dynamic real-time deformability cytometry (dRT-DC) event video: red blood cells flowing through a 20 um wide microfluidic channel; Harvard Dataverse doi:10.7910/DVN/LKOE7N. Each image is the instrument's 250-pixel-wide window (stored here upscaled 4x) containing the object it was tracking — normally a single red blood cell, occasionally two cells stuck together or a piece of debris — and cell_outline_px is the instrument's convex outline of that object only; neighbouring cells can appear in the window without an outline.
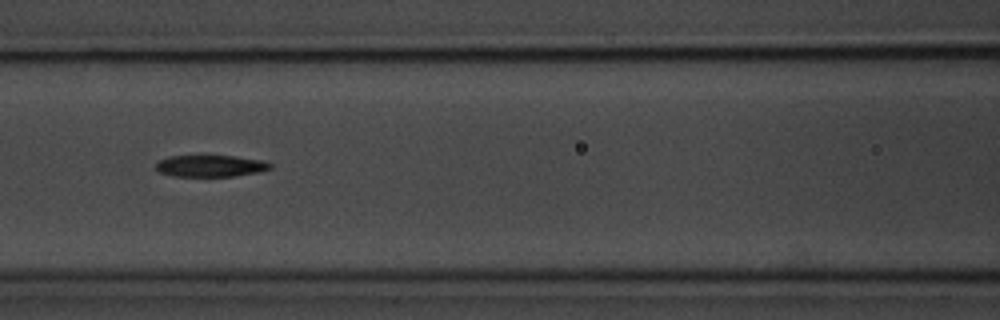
{"species": "common noctule bat (a hibernating species)", "species_latin": "Nyctalus noctula", "temperature_condition": "room temperature", "stored_images_in_passage": 6, "camera_frame_rate_fps": 3000, "um_per_image_px": 0.085, "animal": {"sex": "male", "body_mass_g": 20.1, "forearm_length_mm": 53.5}, "frame": {"image": 1, "passage_image": 6, "time_ms": 5.667, "image_size_px": [1000, 320], "cell_outline_px": [[272, 168], [260, 172], [232, 176], [172, 176], [160, 172], [156, 168], [156, 164], [160, 160], [168, 156], [232, 156], [260, 160], [272, 164]], "centroid_in_image_um": [17.89, 14.11], "position_along_channel_um": 148.7, "area_um2": 14.28}}